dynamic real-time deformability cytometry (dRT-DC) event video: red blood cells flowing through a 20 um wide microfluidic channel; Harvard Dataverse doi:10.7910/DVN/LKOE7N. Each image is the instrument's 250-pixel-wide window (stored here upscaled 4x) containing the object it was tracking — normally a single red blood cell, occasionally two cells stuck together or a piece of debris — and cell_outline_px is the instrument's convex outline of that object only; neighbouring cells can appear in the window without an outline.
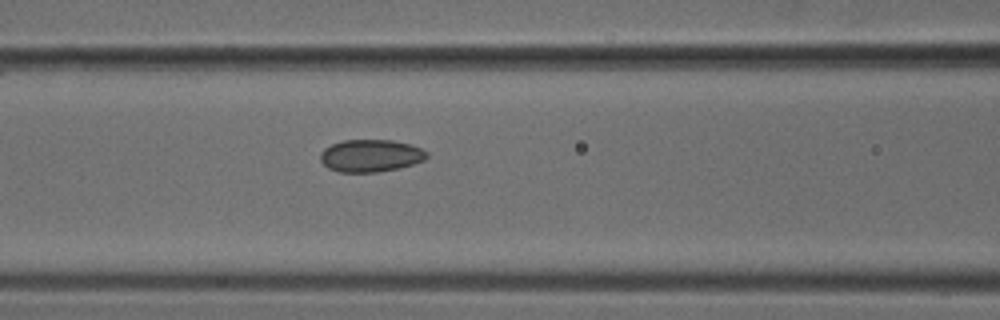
{"species": "common noctule bat (a hibernating species)", "species_latin": "Nyctalus noctula", "temperature_condition": "cold", "stored_images_in_passage": 3, "camera_frame_rate_fps": 3000, "um_per_image_px": 0.085, "animal": {"sex": "male", "body_mass_g": 18.8}, "frame": {"image": 1, "passage_image": 3, "time_ms": 0.667, "image_size_px": [1000, 320], "cell_outline_px": [[428, 156], [424, 160], [400, 168], [376, 172], [340, 172], [328, 168], [320, 160], [320, 152], [324, 148], [332, 144], [344, 140], [392, 140], [412, 144], [428, 152]], "centroid_in_image_um": [31.51, 13.23], "position_along_channel_um": 135.1, "area_um2": 20.17}}